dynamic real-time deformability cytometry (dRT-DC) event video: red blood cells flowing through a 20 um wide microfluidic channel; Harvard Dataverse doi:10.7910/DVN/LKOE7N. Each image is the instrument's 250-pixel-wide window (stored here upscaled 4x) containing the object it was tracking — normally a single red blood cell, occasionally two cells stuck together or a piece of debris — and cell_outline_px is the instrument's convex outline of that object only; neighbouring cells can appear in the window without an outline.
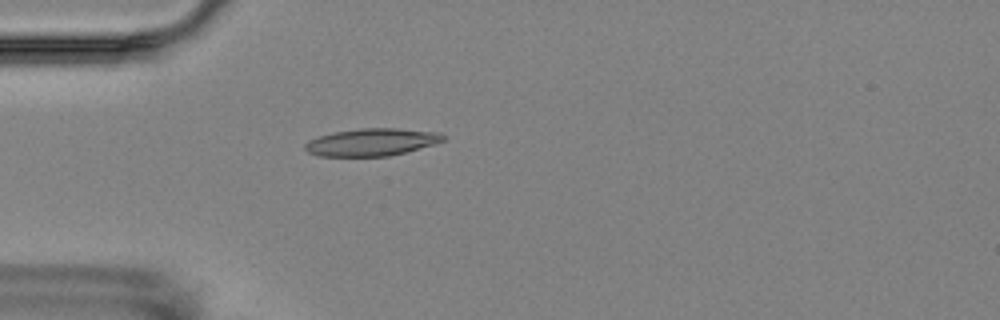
{"species": "Egyptian fruit bat (a non-hibernating species)", "species_latin": "Rousettus aegyptiacus", "temperature_condition": "room temperature", "stored_images_in_passage": 1, "camera_frame_rate_fps": 3000, "um_per_image_px": 0.085, "animal": {"sex": "female"}, "frame": {"image": 1, "passage_image": 1, "time_ms": 0.0, "image_size_px": [1000, 320], "cell_outline_px": [[444, 140], [432, 144], [404, 152], [388, 156], [320, 156], [308, 152], [304, 148], [304, 144], [308, 140], [320, 136], [336, 132], [360, 128], [396, 128], [440, 132], [444, 136]], "centroid_in_image_um": [31.56, 12.08], "position_along_channel_um": 53.4, "area_um2": 21.79}}